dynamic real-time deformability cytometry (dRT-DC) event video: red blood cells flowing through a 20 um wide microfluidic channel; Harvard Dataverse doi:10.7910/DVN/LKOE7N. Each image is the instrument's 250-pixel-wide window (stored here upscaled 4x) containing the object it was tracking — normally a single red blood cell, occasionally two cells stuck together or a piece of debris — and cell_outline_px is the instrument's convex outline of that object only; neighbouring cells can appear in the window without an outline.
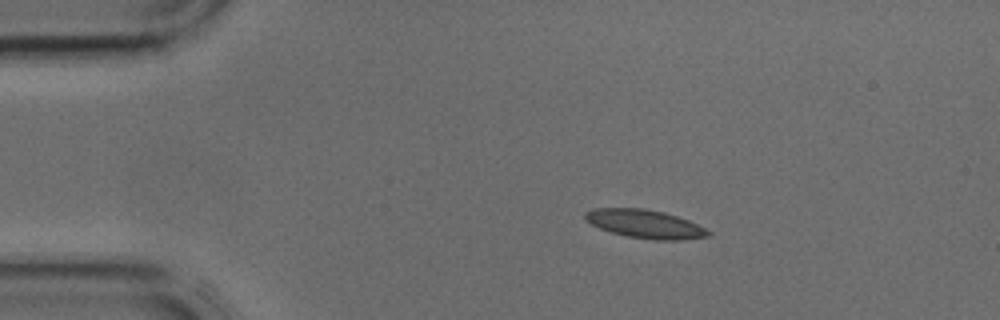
{"species": "common noctule bat (a hibernating species)", "species_latin": "Nyctalus noctula", "temperature_condition": "cold", "stored_images_in_passage": 36, "camera_frame_rate_fps": 3000, "um_per_image_px": 0.085, "animal": {"sex": "male", "body_mass_g": 17.9, "forearm_length_mm": 54.2}, "frame": {"image": 1, "passage_image": 1, "time_ms": 0.0, "image_size_px": [1000, 320], "cell_outline_px": [[712, 236], [680, 240], [656, 240], [628, 236], [612, 232], [600, 228], [584, 220], [584, 212], [592, 208], [644, 208], [664, 212], [688, 220], [712, 232]], "centroid_in_image_um": [54.82, 19.03], "position_along_channel_um": 30.2, "area_um2": 20.4}}
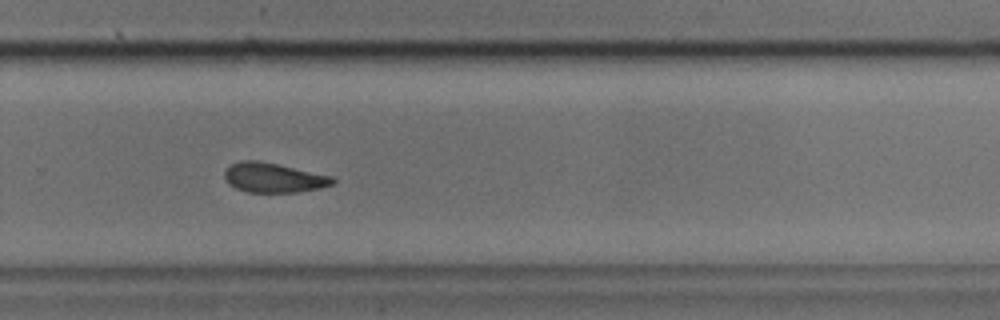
{"frame": {"image": 2, "passage_image": 22, "time_ms": 7.0, "image_size_px": [1000, 320], "cell_outline_px": [[336, 180], [332, 184], [320, 188], [296, 192], [244, 192], [228, 184], [224, 180], [224, 172], [232, 164], [240, 160], [256, 160], [276, 164], [332, 176]], "centroid_in_image_um": [23.21, 15.11], "position_along_channel_um": 306.6, "area_um2": 18.55}}
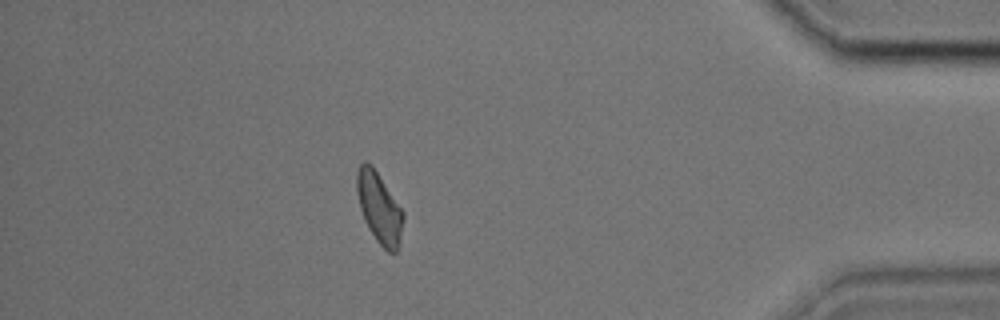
{"frame": {"image": 3, "passage_image": 31, "time_ms": 10.0, "image_size_px": [1000, 320], "cell_outline_px": [[404, 220], [400, 244], [396, 252], [388, 252], [376, 240], [368, 228], [364, 220], [360, 208], [356, 192], [356, 172], [360, 164], [364, 160], [372, 164], [404, 212]], "centroid_in_image_um": [32.23, 17.65], "position_along_channel_um": 403.0, "area_um2": 19.36}}